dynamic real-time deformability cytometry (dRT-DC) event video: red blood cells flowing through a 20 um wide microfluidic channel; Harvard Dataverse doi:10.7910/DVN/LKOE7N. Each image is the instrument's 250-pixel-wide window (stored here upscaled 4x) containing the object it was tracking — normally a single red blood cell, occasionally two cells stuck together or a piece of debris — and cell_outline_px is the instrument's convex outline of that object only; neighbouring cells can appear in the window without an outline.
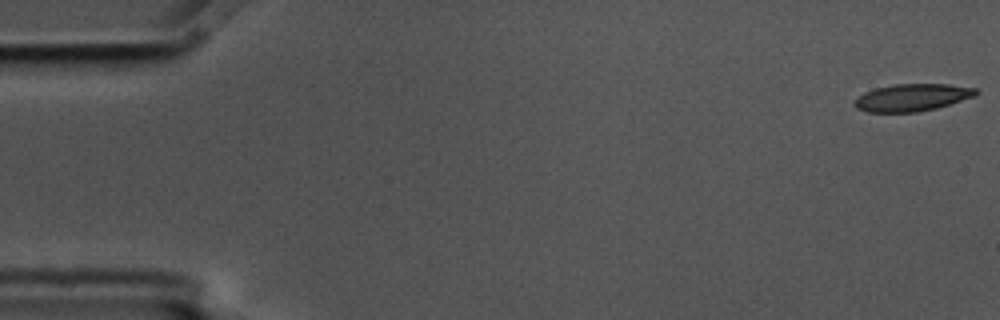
{"species": "common noctule bat (a hibernating species)", "species_latin": "Nyctalus noctula", "temperature_condition": "cold", "stored_images_in_passage": 5, "camera_frame_rate_fps": 3000, "um_per_image_px": 0.085, "animal": {"sex": "male", "body_mass_g": 17.5, "forearm_length_mm": 52.3}, "frame": {"image": 1, "passage_image": 1, "time_ms": 0.0, "image_size_px": [1000, 320], "cell_outline_px": [[980, 92], [976, 96], [936, 108], [916, 112], [868, 112], [856, 108], [852, 104], [852, 100], [864, 92], [876, 88], [892, 84], [948, 84], [976, 88]], "centroid_in_image_um": [77.51, 8.28], "position_along_channel_um": 7.5, "area_um2": 19.48}}
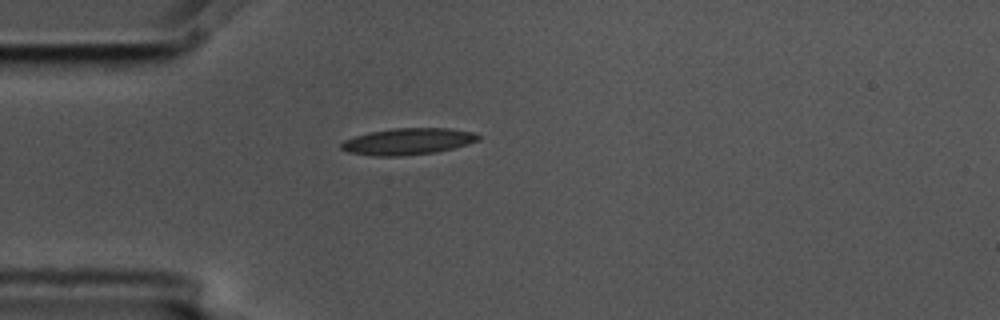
{"frame": {"image": 2, "passage_image": 5, "time_ms": 1.333, "image_size_px": [1000, 320], "cell_outline_px": [[480, 140], [468, 144], [436, 152], [400, 156], [376, 156], [348, 152], [340, 148], [340, 144], [344, 140], [368, 132], [392, 128], [448, 128], [476, 132], [480, 136]], "centroid_in_image_um": [34.68, 12.01], "position_along_channel_um": 50.3, "area_um2": 21.27}}